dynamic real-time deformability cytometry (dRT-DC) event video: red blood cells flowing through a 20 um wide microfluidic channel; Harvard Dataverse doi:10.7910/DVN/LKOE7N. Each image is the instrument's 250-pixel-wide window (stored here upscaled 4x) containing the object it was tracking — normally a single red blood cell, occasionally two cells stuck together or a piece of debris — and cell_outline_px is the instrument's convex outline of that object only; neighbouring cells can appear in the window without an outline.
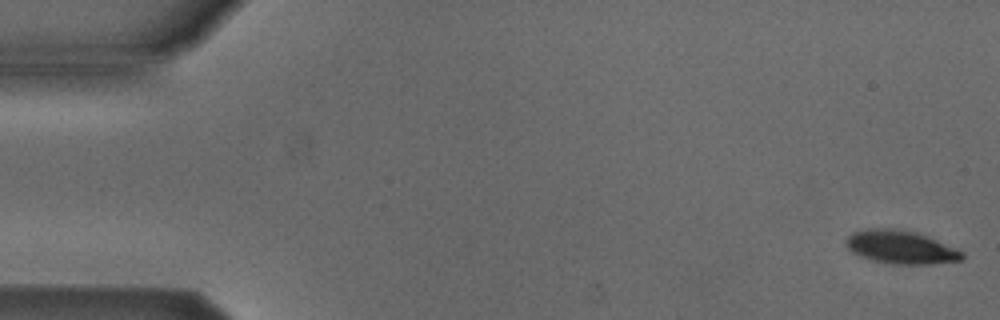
{"species": "Egyptian fruit bat (a non-hibernating species)", "species_latin": "Rousettus aegyptiacus", "temperature_condition": "cold", "stored_images_in_passage": 16, "camera_frame_rate_fps": 3000, "um_per_image_px": 0.085, "animal": {"sex": "male"}, "frame": {"image": 1, "passage_image": 1, "time_ms": 0.0, "image_size_px": [1000, 320], "cell_outline_px": [[964, 260], [928, 264], [892, 264], [872, 260], [860, 256], [852, 252], [844, 244], [844, 240], [852, 232], [868, 228], [892, 228], [912, 232], [924, 236], [964, 252]], "centroid_in_image_um": [76.5, 21.02], "position_along_channel_um": 8.5, "area_um2": 22.25}}
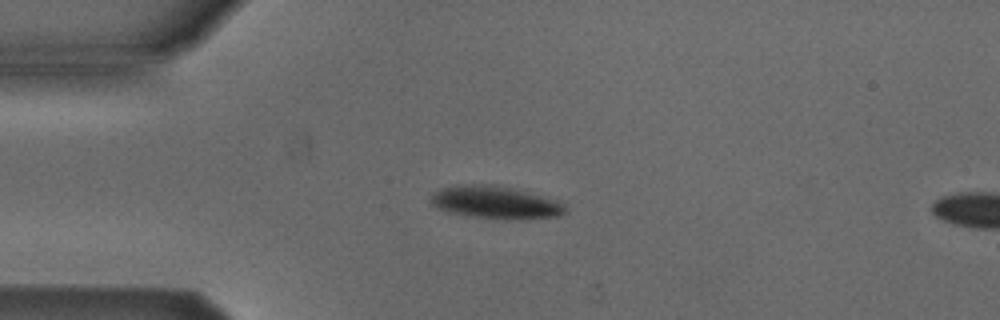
{"frame": {"image": 2, "passage_image": 13, "time_ms": 4.0, "image_size_px": [1000, 320], "cell_outline_px": [[568, 212], [560, 216], [520, 220], [496, 220], [472, 216], [452, 212], [440, 208], [432, 204], [432, 196], [440, 188], [472, 184], [484, 184], [508, 188], [528, 192], [560, 200], [564, 204]], "centroid_in_image_um": [42.24, 17.24], "position_along_channel_um": 42.8, "area_um2": 25.43}}